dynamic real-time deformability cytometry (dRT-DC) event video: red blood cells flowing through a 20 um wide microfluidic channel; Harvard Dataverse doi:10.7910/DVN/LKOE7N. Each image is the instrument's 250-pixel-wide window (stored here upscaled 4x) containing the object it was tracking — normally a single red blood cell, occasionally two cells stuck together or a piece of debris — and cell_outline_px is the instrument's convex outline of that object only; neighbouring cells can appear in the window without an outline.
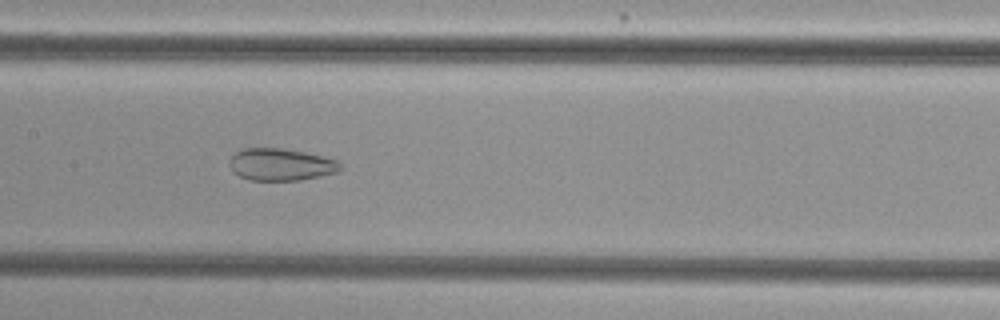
{"species": "common noctule bat (a hibernating species)", "species_latin": "Nyctalus noctula", "temperature_condition": "cold", "stored_images_in_passage": 52, "camera_frame_rate_fps": 3000, "um_per_image_px": 0.085, "animal": {"sex": "female", "body_mass_g": 29.2, "forearm_length_mm": 56.3}, "frame": {"image": 1, "passage_image": 26, "time_ms": 8.333, "image_size_px": [1000, 320], "cell_outline_px": [[340, 168], [336, 172], [320, 176], [300, 180], [248, 180], [232, 172], [228, 164], [232, 156], [236, 152], [244, 148], [280, 148], [304, 152], [336, 160], [340, 164]], "centroid_in_image_um": [23.81, 13.99], "position_along_channel_um": 183.6, "area_um2": 20.58}}
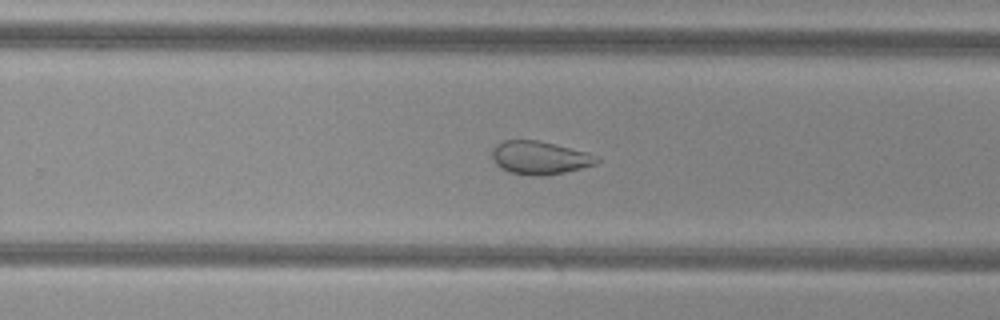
{"frame": {"image": 2, "passage_image": 34, "time_ms": 11.0, "image_size_px": [1000, 320], "cell_outline_px": [[600, 160], [596, 164], [564, 172], [544, 176], [536, 176], [508, 172], [500, 168], [492, 160], [492, 148], [496, 144], [504, 140], [536, 140], [588, 152], [600, 156]], "centroid_in_image_um": [45.86, 13.41], "position_along_channel_um": 283.9, "area_um2": 20.35}}
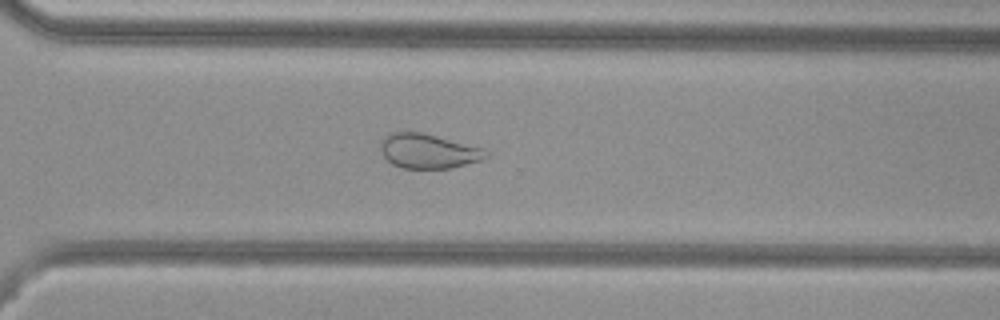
{"frame": {"image": 3, "passage_image": 38, "time_ms": 12.333, "image_size_px": [1000, 320], "cell_outline_px": [[488, 156], [484, 160], [452, 168], [400, 168], [392, 164], [384, 156], [380, 148], [380, 144], [392, 132], [420, 132], [484, 148], [488, 152]], "centroid_in_image_um": [36.45, 12.86], "position_along_channel_um": 334.1, "area_um2": 21.1}, "authors_computed_cell_mechanics": {"area_um2": 27.5995, "velocity_mm_per_s": 3.7756, "shape_relaxation_time_tau1_ms": null, "shape_relaxation_time_tau2_ms": 1.7222, "deformation_change_tau1": null, "deformation_change_tau2": 0.0797}}